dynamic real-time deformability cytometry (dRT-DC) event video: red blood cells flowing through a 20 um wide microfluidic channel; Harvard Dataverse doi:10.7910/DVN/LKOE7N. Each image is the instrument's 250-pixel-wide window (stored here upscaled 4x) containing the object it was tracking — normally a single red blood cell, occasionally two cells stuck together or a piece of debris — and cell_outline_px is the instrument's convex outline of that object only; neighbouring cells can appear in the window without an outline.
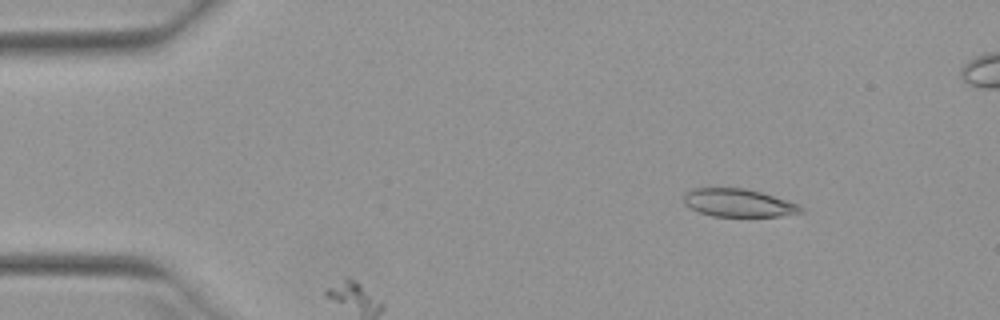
{"species": "Egyptian fruit bat (a non-hibernating species)", "species_latin": "Rousettus aegyptiacus", "temperature_condition": "warm", "stored_images_in_passage": 39, "camera_frame_rate_fps": 3000, "um_per_image_px": 0.085, "animal": {"sex": "female"}, "frame": {"image": 1, "passage_image": 7, "time_ms": 2.0, "image_size_px": [1000, 320], "cell_outline_px": [[804, 212], [780, 216], [712, 216], [700, 212], [684, 204], [684, 192], [688, 188], [744, 188], [760, 192], [800, 204], [804, 208]], "centroid_in_image_um": [62.77, 17.24], "position_along_channel_um": 22.2, "area_um2": 19.13}}